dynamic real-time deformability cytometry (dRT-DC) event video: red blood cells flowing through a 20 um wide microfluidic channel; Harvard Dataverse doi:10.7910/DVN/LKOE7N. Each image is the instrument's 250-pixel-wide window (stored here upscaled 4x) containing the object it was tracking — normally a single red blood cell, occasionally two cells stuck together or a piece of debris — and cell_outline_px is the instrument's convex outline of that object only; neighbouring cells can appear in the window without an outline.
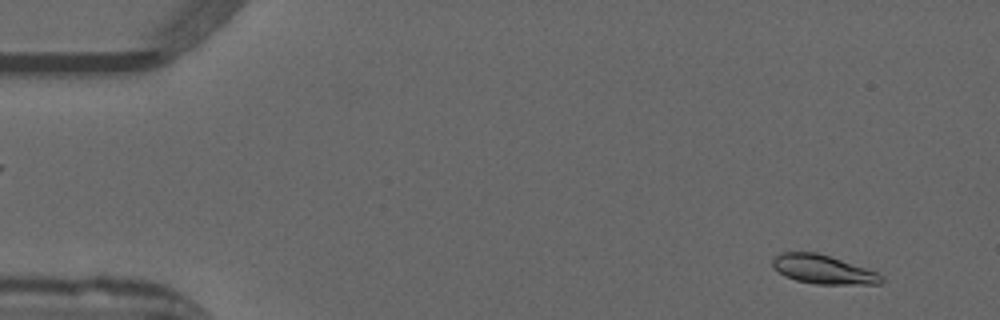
{"species": "common noctule bat (a hibernating species)", "species_latin": "Nyctalus noctula", "temperature_condition": "warm", "stored_images_in_passage": 52, "camera_frame_rate_fps": 3000, "um_per_image_px": 0.085, "animal": {"sex": "male", "forearm_length_mm": 52.5}, "frame": {"image": 1, "passage_image": 4, "time_ms": 1.0, "image_size_px": [1000, 320], "cell_outline_px": [[884, 280], [880, 284], [816, 284], [796, 280], [784, 276], [772, 268], [772, 260], [780, 252], [816, 252], [876, 272], [884, 276]], "centroid_in_image_um": [69.92, 22.91], "position_along_channel_um": 15.1, "area_um2": 18.15}}
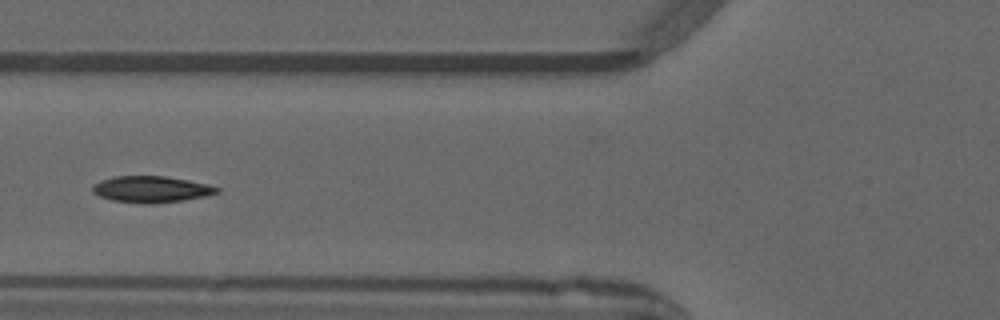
{"frame": {"image": 2, "passage_image": 20, "time_ms": 6.333, "image_size_px": [1000, 320], "cell_outline_px": [[220, 192], [208, 196], [180, 200], [112, 200], [100, 196], [92, 192], [92, 184], [100, 180], [112, 176], [164, 176], [188, 180], [208, 184], [220, 188]], "centroid_in_image_um": [12.87, 16.02], "position_along_channel_um": 112.9, "area_um2": 18.15}}
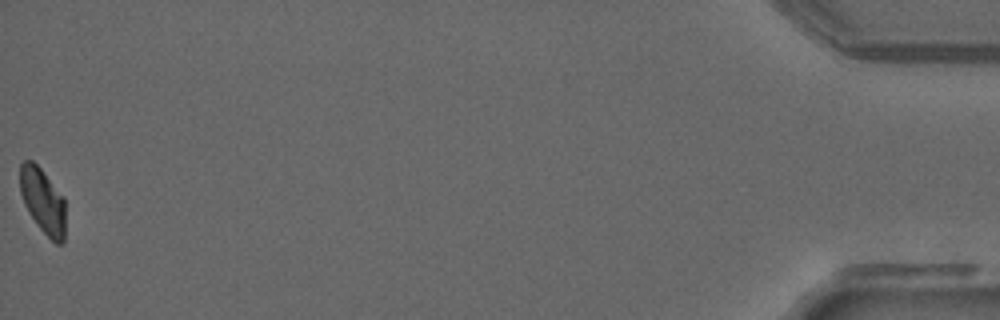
{"frame": {"image": 3, "passage_image": 52, "time_ms": 17.0, "image_size_px": [1000, 320], "cell_outline_px": [[64, 240], [60, 244], [56, 244], [36, 224], [28, 212], [24, 204], [20, 192], [20, 164], [24, 160], [32, 160], [40, 168], [64, 196]], "centroid_in_image_um": [3.63, 17.06], "position_along_channel_um": 431.6, "area_um2": 17.22}, "authors_computed_cell_mechanics": {"area_um2": 18.496, "velocity_mm_per_s": 3.9451, "shape_relaxation_time_tau1_ms": 8.298, "shape_relaxation_time_tau2_ms": 2.1925, "deformation_change_tau1": 0.2433, "deformation_change_tau2": 0.0566}}